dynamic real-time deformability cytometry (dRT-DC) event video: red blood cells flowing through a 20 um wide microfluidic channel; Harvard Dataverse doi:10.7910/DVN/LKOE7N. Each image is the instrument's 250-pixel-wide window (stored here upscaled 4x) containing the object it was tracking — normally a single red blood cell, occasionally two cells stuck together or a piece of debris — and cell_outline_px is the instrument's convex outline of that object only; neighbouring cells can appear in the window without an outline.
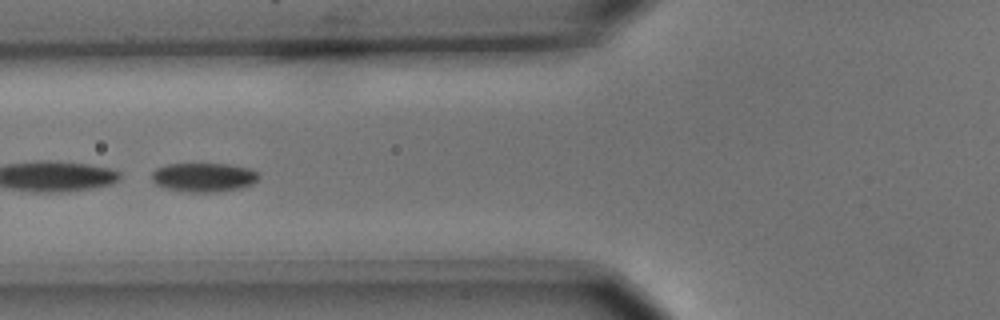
{"species": "common noctule bat (a hibernating species)", "species_latin": "Nyctalus noctula", "temperature_condition": "cold", "stored_images_in_passage": 9, "segment_of_instrument_passage": [2, 2], "camera_frame_rate_fps": 3000, "um_per_image_px": 0.085, "animal": {"sex": "male", "body_mass_g": 15.6}, "frame": {"image": 1, "passage_image": 6, "time_ms": 1.667, "image_size_px": [1000, 320], "cell_outline_px": [[260, 176], [252, 184], [240, 188], [220, 192], [188, 192], [168, 188], [156, 184], [152, 180], [152, 172], [156, 168], [168, 164], [228, 164], [252, 168], [260, 172]], "centroid_in_image_um": [17.37, 15.06], "position_along_channel_um": 108.4, "area_um2": 18.21}}
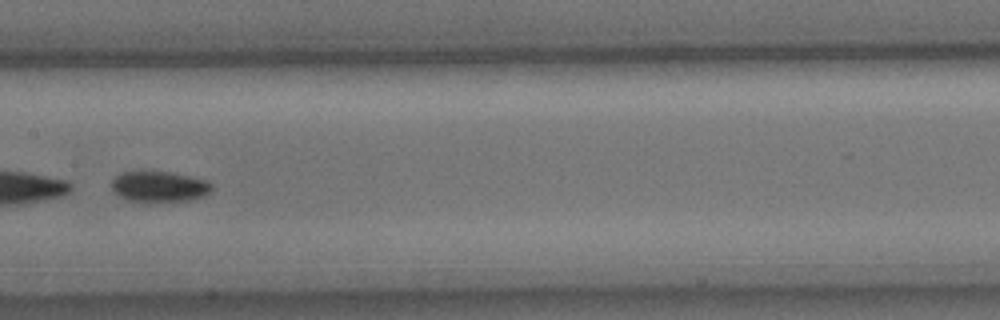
{"frame": {"image": 2, "passage_image": 8, "time_ms": 2.333, "image_size_px": [1000, 320], "cell_outline_px": [[212, 188], [204, 196], [188, 200], [148, 204], [128, 200], [112, 192], [112, 180], [120, 172], [172, 172], [192, 176], [208, 180], [212, 184]], "centroid_in_image_um": [13.53, 15.89], "position_along_channel_um": 193.9, "area_um2": 18.44}}
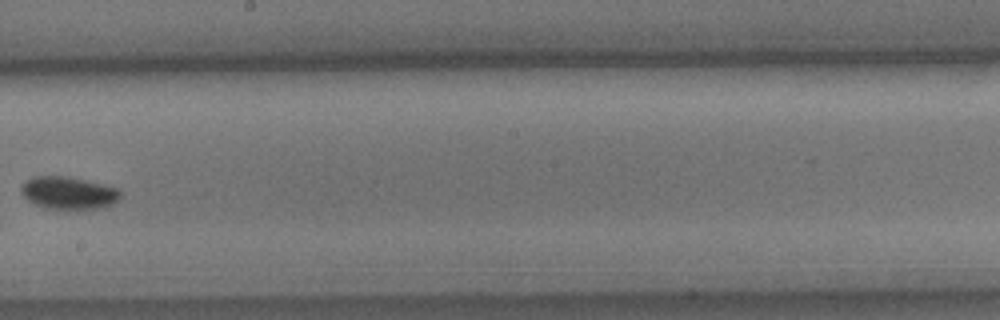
{"frame": {"image": 3, "passage_image": 9, "time_ms": 2.667, "image_size_px": [1000, 320], "cell_outline_px": [[120, 196], [112, 204], [104, 208], [64, 212], [48, 208], [36, 204], [28, 200], [20, 192], [20, 188], [32, 176], [64, 176], [104, 184], [120, 188]], "centroid_in_image_um": [5.85, 16.44], "position_along_channel_um": 242.4, "area_um2": 19.31}}